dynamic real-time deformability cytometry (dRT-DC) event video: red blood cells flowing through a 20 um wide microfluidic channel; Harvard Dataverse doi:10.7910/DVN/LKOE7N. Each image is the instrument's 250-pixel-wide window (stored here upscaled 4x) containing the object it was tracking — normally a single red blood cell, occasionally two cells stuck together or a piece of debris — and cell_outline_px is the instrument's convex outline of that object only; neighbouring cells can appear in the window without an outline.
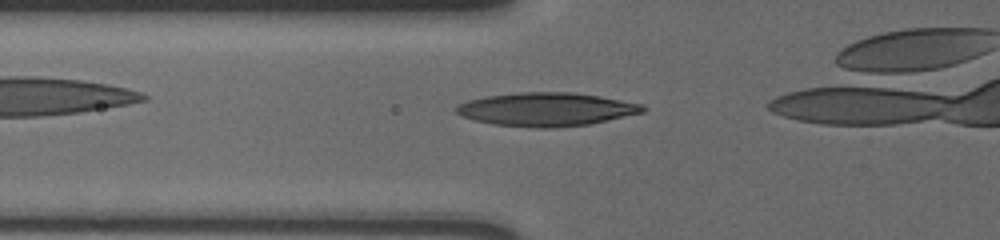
{"species": "human", "species_latin": "Homo sapiens", "temperature_condition": "cold", "stored_images_in_passage": 41, "camera_frame_rate_fps": 3000, "um_per_image_px": 0.085, "donor": {"sex": "male"}, "frame": {"image": 1, "passage_image": 15, "time_ms": 4.667, "image_size_px": [1000, 240], "cell_outline_px": [[648, 108], [644, 112], [608, 120], [588, 124], [552, 128], [536, 128], [492, 124], [460, 116], [456, 112], [456, 108], [460, 104], [468, 100], [484, 96], [520, 92], [572, 92], [600, 96], [644, 104]], "centroid_in_image_um": [46.46, 9.29], "position_along_channel_um": 79.3, "area_um2": 36.47}}
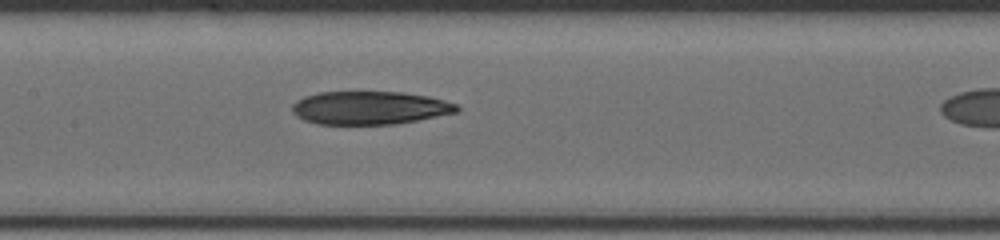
{"frame": {"image": 2, "passage_image": 23, "time_ms": 7.333, "image_size_px": [1000, 240], "cell_outline_px": [[460, 108], [456, 112], [396, 124], [316, 124], [304, 120], [296, 116], [292, 112], [292, 104], [296, 100], [304, 96], [320, 92], [404, 92], [428, 96], [444, 100], [456, 104]], "centroid_in_image_um": [31.38, 9.16], "position_along_channel_um": 176.0, "area_um2": 31.85}}
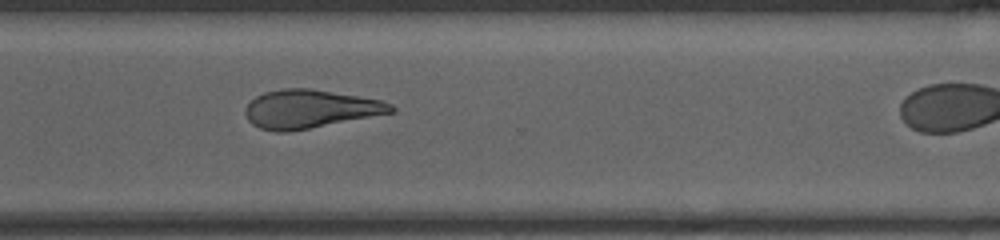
{"frame": {"image": 3, "passage_image": 37, "time_ms": 12.0, "image_size_px": [1000, 240], "cell_outline_px": [[396, 112], [308, 128], [284, 132], [276, 132], [260, 128], [252, 124], [248, 120], [244, 112], [244, 108], [256, 96], [264, 92], [284, 88], [308, 88], [380, 100], [392, 104], [396, 108]], "centroid_in_image_um": [26.33, 9.26], "position_along_channel_um": 344.3, "area_um2": 32.31}}